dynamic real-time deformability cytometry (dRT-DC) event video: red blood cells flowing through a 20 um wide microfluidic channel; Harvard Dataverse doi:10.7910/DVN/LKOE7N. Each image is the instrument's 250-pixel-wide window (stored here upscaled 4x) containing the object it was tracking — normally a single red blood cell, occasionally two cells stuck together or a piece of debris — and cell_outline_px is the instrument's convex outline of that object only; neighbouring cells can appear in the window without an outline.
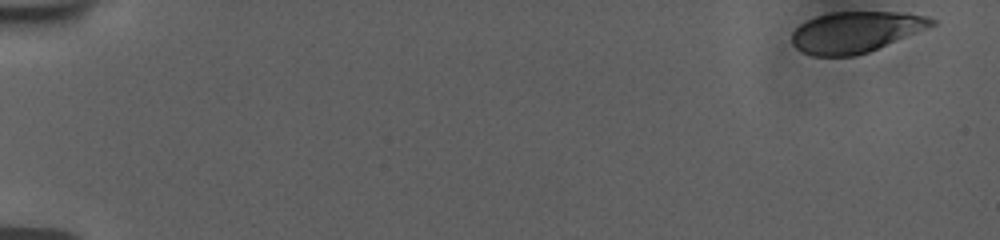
{"species": "human", "species_latin": "Homo sapiens", "temperature_condition": "room temperature", "stored_images_in_passage": 54, "camera_frame_rate_fps": 3000, "um_per_image_px": 0.085, "donor": {"sex": "female"}, "frame": {"image": 1, "passage_image": 1, "time_ms": 0.0, "image_size_px": [1000, 240], "cell_outline_px": [[936, 24], [868, 52], [856, 56], [812, 56], [796, 48], [792, 44], [792, 32], [800, 24], [816, 16], [832, 12], [896, 12], [924, 16], [936, 20]], "centroid_in_image_um": [72.68, 2.72], "position_along_channel_um": 12.3, "area_um2": 33.0}}
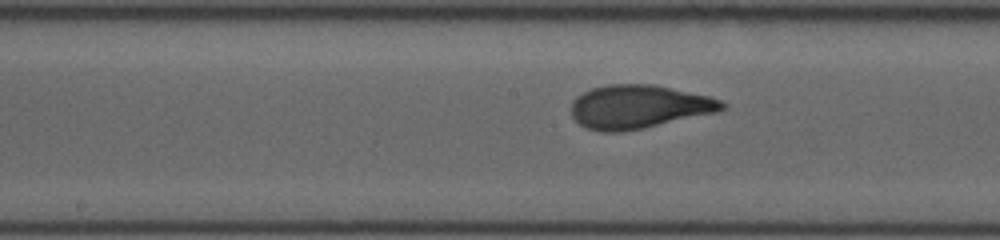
{"frame": {"image": 2, "passage_image": 29, "time_ms": 9.333, "image_size_px": [1000, 240], "cell_outline_px": [[728, 108], [716, 112], [640, 128], [620, 132], [600, 132], [588, 128], [580, 124], [572, 116], [572, 100], [576, 96], [592, 88], [608, 84], [652, 84], [712, 96], [728, 104]], "centroid_in_image_um": [54.31, 9.06], "position_along_channel_um": 193.9, "area_um2": 38.09}}
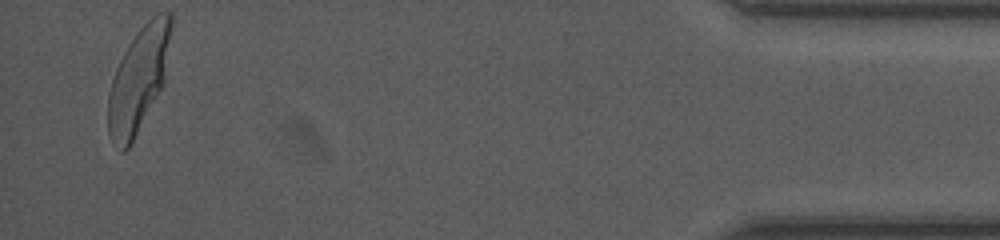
{"frame": {"image": 3, "passage_image": 53, "time_ms": 17.333, "image_size_px": [1000, 240], "cell_outline_px": [[172, 24], [164, 84], [128, 148], [124, 152], [120, 152], [112, 144], [108, 136], [108, 96], [112, 80], [116, 68], [128, 44], [136, 32], [156, 12], [172, 12]], "centroid_in_image_um": [11.77, 6.76], "position_along_channel_um": 423.4, "area_um2": 38.32}, "authors_computed_cell_mechanics": {"area_um2": 36.9631, "velocity_mm_per_s": 3.7401, "shape_relaxation_time_tau1_ms": 4.4555, "shape_relaxation_time_tau2_ms": null, "deformation_change_tau1": 0.1965, "deformation_change_tau2": null}}